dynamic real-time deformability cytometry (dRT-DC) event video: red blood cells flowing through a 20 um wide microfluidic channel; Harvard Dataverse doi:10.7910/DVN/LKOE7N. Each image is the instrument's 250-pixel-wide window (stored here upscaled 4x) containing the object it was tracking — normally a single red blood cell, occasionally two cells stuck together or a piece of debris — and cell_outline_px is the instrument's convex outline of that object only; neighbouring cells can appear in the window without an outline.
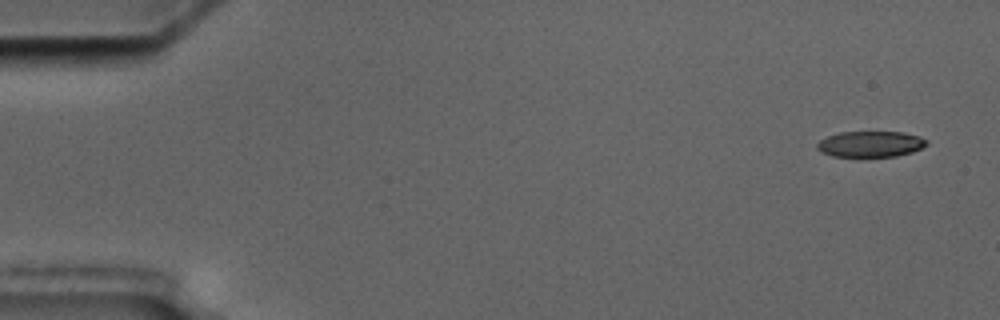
{"species": "common noctule bat (a hibernating species)", "species_latin": "Nyctalus noctula", "temperature_condition": "cold", "stored_images_in_passage": 5, "camera_frame_rate_fps": 3000, "um_per_image_px": 0.085, "animal": {"sex": "male", "body_mass_g": 17.5, "forearm_length_mm": 52.3}, "frame": {"image": 1, "passage_image": 1, "time_ms": 0.0, "image_size_px": [1000, 320], "cell_outline_px": [[928, 144], [912, 152], [896, 156], [856, 160], [832, 156], [820, 152], [816, 148], [816, 144], [820, 140], [828, 136], [840, 132], [904, 132], [920, 136], [928, 140]], "centroid_in_image_um": [73.95, 12.3], "position_along_channel_um": 11.0, "area_um2": 17.46}}
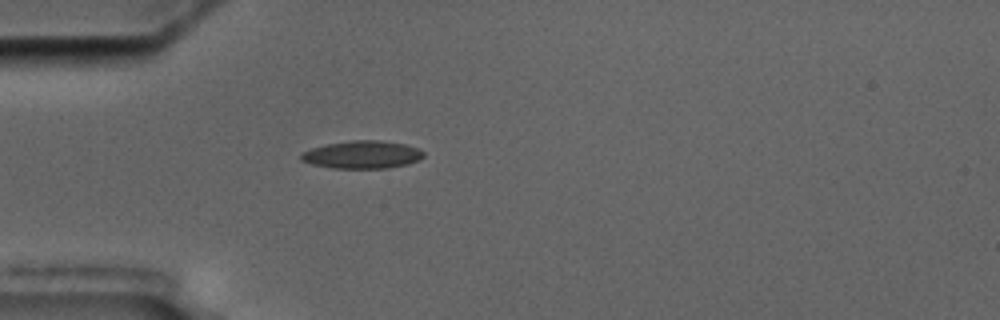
{"frame": {"image": 2, "passage_image": 5, "time_ms": 4.667, "image_size_px": [1000, 320], "cell_outline_px": [[424, 156], [420, 160], [408, 164], [388, 168], [332, 168], [312, 164], [300, 160], [300, 152], [312, 148], [328, 144], [352, 140], [380, 140], [404, 144], [416, 148], [424, 152]], "centroid_in_image_um": [30.78, 13.15], "position_along_channel_um": 54.2, "area_um2": 19.83}}